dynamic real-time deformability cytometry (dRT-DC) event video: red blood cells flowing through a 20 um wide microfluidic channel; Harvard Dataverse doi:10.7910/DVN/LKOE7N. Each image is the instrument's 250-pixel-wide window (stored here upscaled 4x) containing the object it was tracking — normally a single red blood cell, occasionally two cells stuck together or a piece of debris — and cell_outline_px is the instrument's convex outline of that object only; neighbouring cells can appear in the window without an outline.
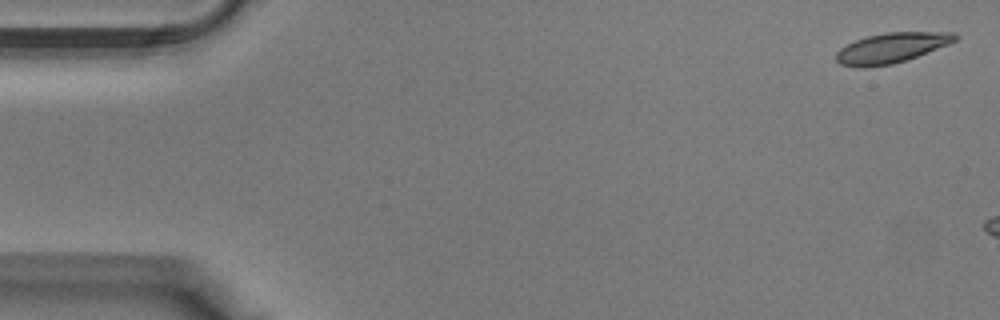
{"species": "Egyptian fruit bat (a non-hibernating species)", "species_latin": "Rousettus aegyptiacus", "temperature_condition": "warm", "stored_images_in_passage": 5, "camera_frame_rate_fps": 3000, "um_per_image_px": 0.085, "animal": {"sex": "male"}, "frame": {"image": 1, "passage_image": 1, "time_ms": 0.0, "image_size_px": [1000, 320], "cell_outline_px": [[960, 36], [956, 40], [948, 44], [916, 56], [892, 64], [864, 68], [860, 68], [840, 64], [836, 60], [836, 52], [840, 48], [856, 40], [868, 36], [888, 32], [956, 32]], "centroid_in_image_um": [75.76, 4.07], "position_along_channel_um": 9.2, "area_um2": 20.69}}